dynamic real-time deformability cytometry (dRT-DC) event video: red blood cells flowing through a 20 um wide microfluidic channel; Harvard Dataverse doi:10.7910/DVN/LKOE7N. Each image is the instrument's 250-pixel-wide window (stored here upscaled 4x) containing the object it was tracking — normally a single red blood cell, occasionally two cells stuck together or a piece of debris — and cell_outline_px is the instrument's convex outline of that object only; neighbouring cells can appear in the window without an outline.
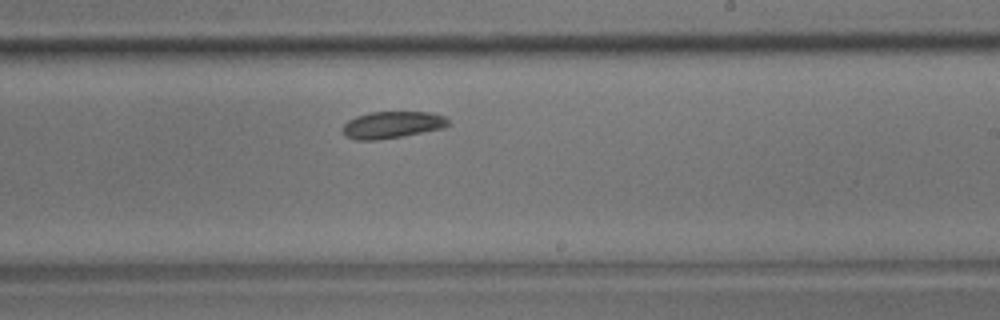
{"species": "common noctule bat (a hibernating species)", "species_latin": "Nyctalus noctula", "temperature_condition": "room temperature", "stored_images_in_passage": 10, "camera_frame_rate_fps": 3000, "um_per_image_px": 0.085, "animal": {"sex": "male", "body_mass_g": 17.9}, "frame": {"image": 1, "passage_image": 10, "time_ms": 11.0, "image_size_px": [1000, 320], "cell_outline_px": [[448, 124], [444, 128], [400, 136], [376, 140], [356, 140], [344, 136], [344, 124], [348, 120], [356, 116], [368, 112], [428, 112], [444, 116], [448, 120]], "centroid_in_image_um": [33.3, 10.6], "position_along_channel_um": 255.7, "area_um2": 16.36}}